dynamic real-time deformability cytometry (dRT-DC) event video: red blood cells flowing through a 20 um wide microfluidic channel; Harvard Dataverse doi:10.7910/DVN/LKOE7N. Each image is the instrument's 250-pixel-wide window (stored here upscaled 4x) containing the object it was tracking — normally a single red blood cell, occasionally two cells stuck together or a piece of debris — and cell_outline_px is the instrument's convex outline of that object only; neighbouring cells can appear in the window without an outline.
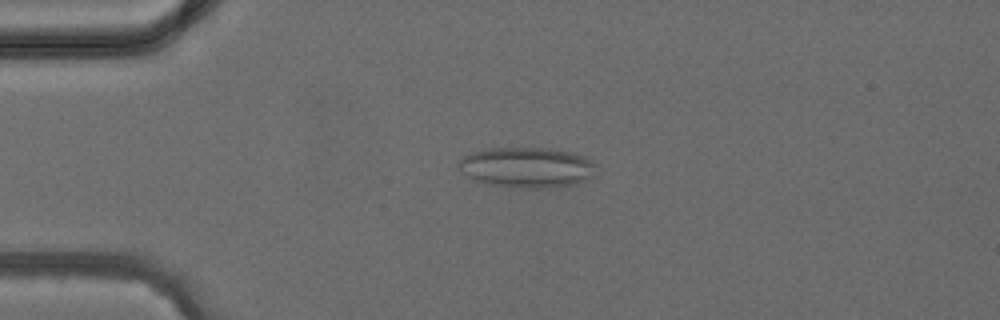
{"species": "common noctule bat (a hibernating species)", "species_latin": "Nyctalus noctula", "temperature_condition": "cold", "stored_images_in_passage": 4, "camera_frame_rate_fps": 3000, "um_per_image_px": 0.085, "animal": {"sex": "female", "body_mass_g": 24.6, "forearm_length_mm": 56.2}, "frame": {"image": 1, "passage_image": 3, "time_ms": 2.333, "image_size_px": [1000, 320], "cell_outline_px": [[596, 164], [592, 176], [584, 180], [572, 184], [544, 188], [528, 188], [492, 184], [476, 180], [468, 176], [456, 164], [464, 156], [472, 152], [488, 148], [548, 148], [572, 152], [584, 156]], "centroid_in_image_um": [44.79, 14.21], "position_along_channel_um": 40.2, "area_um2": 31.91}}